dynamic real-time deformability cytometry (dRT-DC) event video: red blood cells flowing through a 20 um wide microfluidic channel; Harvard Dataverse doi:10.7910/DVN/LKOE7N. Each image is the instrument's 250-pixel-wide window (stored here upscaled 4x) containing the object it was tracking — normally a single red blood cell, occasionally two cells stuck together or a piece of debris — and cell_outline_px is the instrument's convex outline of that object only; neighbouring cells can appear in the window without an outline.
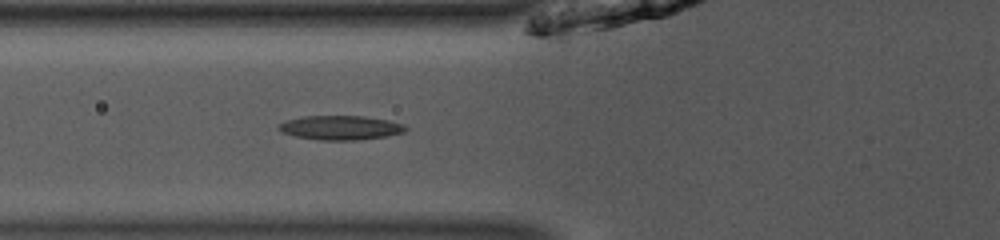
{"species": "common noctule bat (a hibernating species)", "species_latin": "Nyctalus noctula", "temperature_condition": "room temperature", "stored_images_in_passage": 38, "camera_frame_rate_fps": 3000, "um_per_image_px": 0.085, "animal": {"sex": "male", "body_mass_g": 13.0, "forearm_length_mm": 53.1}, "frame": {"image": 1, "passage_image": 7, "time_ms": 2.0, "image_size_px": [1000, 240], "cell_outline_px": [[408, 128], [404, 132], [384, 136], [356, 140], [320, 140], [296, 136], [280, 132], [276, 128], [280, 124], [288, 120], [304, 116], [364, 116], [388, 120], [404, 124]], "centroid_in_image_um": [28.94, 10.85], "position_along_channel_um": 96.9, "area_um2": 17.8}}
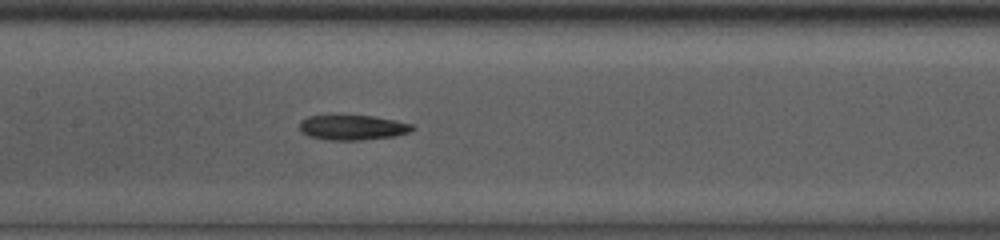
{"frame": {"image": 2, "passage_image": 13, "time_ms": 4.0, "image_size_px": [1000, 240], "cell_outline_px": [[416, 128], [408, 132], [396, 136], [360, 140], [328, 140], [308, 136], [300, 132], [300, 120], [308, 116], [372, 116], [396, 120], [412, 124]], "centroid_in_image_um": [29.97, 10.84], "position_along_channel_um": 177.4, "area_um2": 16.42}}
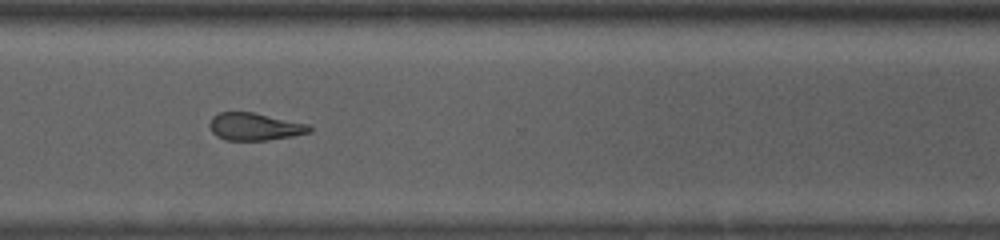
{"frame": {"image": 3, "passage_image": 26, "time_ms": 8.333, "image_size_px": [1000, 240], "cell_outline_px": [[312, 132], [292, 136], [268, 140], [224, 140], [216, 136], [212, 132], [208, 124], [212, 116], [220, 112], [252, 112], [308, 124], [312, 128]], "centroid_in_image_um": [21.62, 10.77], "position_along_channel_um": 349.0, "area_um2": 16.01}, "authors_computed_cell_mechanics": {"area_um2": 16.9065, "velocity_mm_per_s": 3.9668, "shape_relaxation_time_tau1_ms": 6.3231, "shape_relaxation_time_tau2_ms": 4.0571, "deformation_change_tau1": 0.1813, "deformation_change_tau2": 0.1325}}